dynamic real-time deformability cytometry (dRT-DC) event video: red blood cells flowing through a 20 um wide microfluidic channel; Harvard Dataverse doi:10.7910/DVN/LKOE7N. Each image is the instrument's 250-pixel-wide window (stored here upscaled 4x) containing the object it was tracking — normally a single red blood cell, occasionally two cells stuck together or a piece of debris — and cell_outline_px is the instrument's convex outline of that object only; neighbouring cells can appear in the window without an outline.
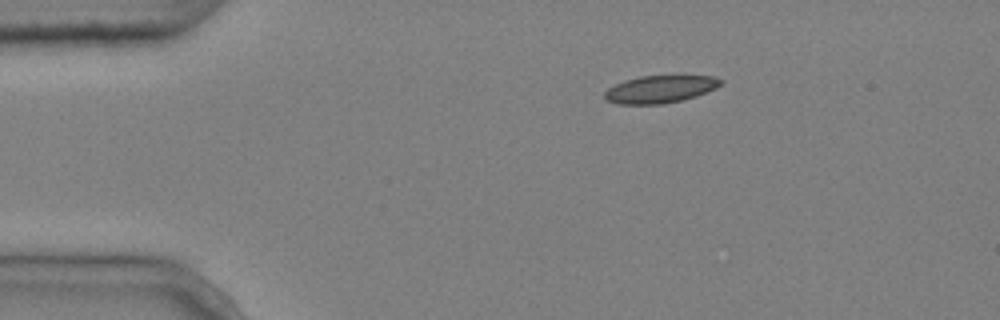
{"species": "common noctule bat (a hibernating species)", "species_latin": "Nyctalus noctula", "temperature_condition": "cold", "stored_images_in_passage": 5, "camera_frame_rate_fps": 3000, "um_per_image_px": 0.085, "animal": {"sex": "male", "body_mass_g": 20.4}, "frame": {"image": 1, "passage_image": 1, "time_ms": 0.0, "image_size_px": [1000, 320], "cell_outline_px": [[724, 80], [716, 88], [696, 96], [680, 100], [660, 104], [620, 104], [608, 100], [604, 96], [604, 92], [608, 88], [624, 80], [640, 76], [712, 76]], "centroid_in_image_um": [56.1, 7.57], "position_along_channel_um": 28.9, "area_um2": 18.32}}
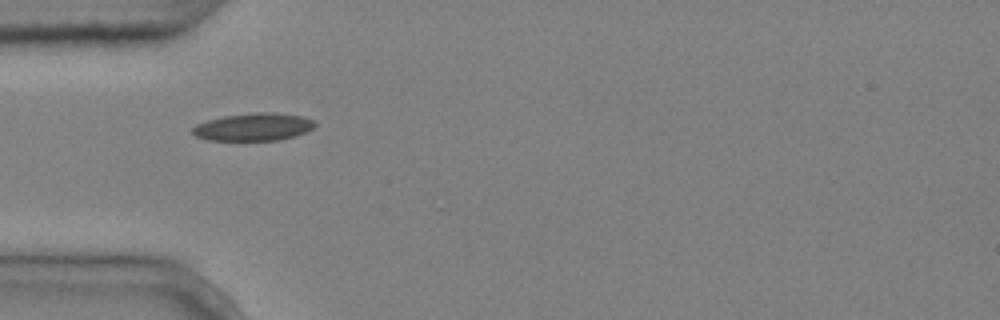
{"frame": {"image": 2, "passage_image": 3, "time_ms": 0.667, "image_size_px": [1000, 320], "cell_outline_px": [[316, 124], [312, 128], [304, 132], [280, 140], [208, 140], [196, 136], [192, 132], [192, 128], [196, 124], [208, 120], [224, 116], [256, 112], [272, 112], [304, 116], [312, 120]], "centroid_in_image_um": [21.53, 10.78], "position_along_channel_um": 63.5, "area_um2": 19.54}}